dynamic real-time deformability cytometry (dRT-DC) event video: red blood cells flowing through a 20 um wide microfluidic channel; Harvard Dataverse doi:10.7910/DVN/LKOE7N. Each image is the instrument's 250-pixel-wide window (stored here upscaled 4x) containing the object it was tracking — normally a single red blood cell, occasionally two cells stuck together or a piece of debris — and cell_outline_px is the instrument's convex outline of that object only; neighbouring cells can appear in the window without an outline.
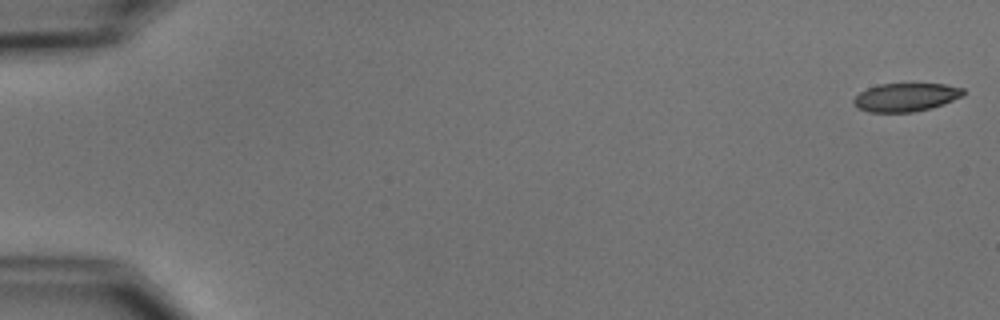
{"species": "common noctule bat (a hibernating species)", "species_latin": "Nyctalus noctula", "temperature_condition": "cold", "stored_images_in_passage": 6, "segment_of_instrument_passage": [1, 2], "camera_frame_rate_fps": 3000, "um_per_image_px": 0.085, "animal": {"sex": "male", "body_mass_g": 15.6}, "frame": {"image": 1, "passage_image": 1, "time_ms": 0.0, "image_size_px": [1000, 320], "cell_outline_px": [[964, 96], [944, 104], [912, 112], [868, 112], [856, 108], [852, 104], [852, 100], [860, 92], [868, 88], [880, 84], [944, 84], [964, 88]], "centroid_in_image_um": [76.98, 8.27], "position_along_channel_um": 8.0, "area_um2": 18.15}}
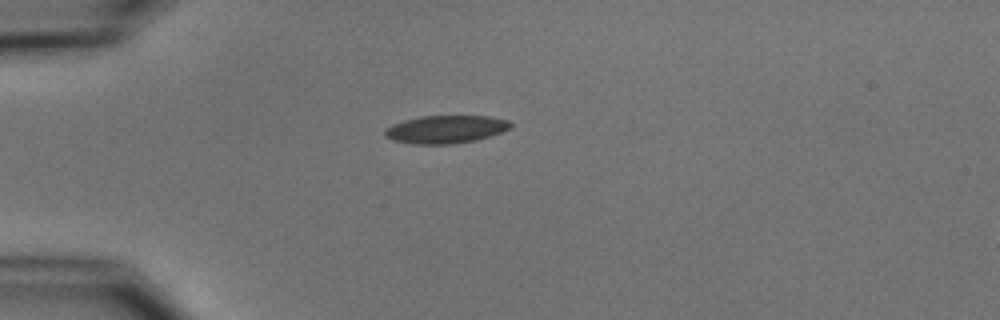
{"frame": {"image": 2, "passage_image": 5, "time_ms": 4.667, "image_size_px": [1000, 320], "cell_outline_px": [[512, 124], [508, 128], [492, 136], [476, 140], [456, 144], [412, 144], [392, 140], [384, 136], [384, 132], [392, 124], [404, 120], [420, 116], [488, 116], [508, 120]], "centroid_in_image_um": [37.87, 11.0], "position_along_channel_um": 47.1, "area_um2": 20.46}}